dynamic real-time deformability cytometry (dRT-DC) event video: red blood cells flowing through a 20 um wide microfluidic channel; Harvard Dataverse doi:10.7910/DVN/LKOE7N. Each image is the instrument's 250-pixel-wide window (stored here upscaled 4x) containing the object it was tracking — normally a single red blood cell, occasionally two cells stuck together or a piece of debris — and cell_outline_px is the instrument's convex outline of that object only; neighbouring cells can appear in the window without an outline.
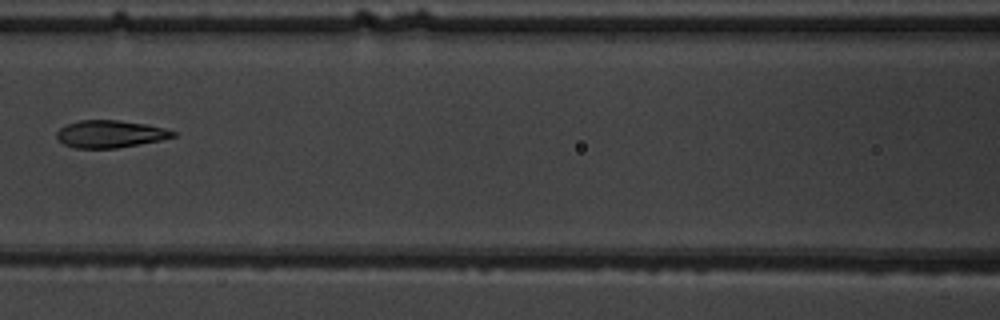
{"species": "common noctule bat (a hibernating species)", "species_latin": "Nyctalus noctula", "temperature_condition": "warm", "stored_images_in_passage": 7, "camera_frame_rate_fps": 3000, "um_per_image_px": 0.085, "animal": {"sex": "male", "body_mass_g": 19.5, "forearm_length_mm": 54.6}, "frame": {"image": 1, "passage_image": 7, "time_ms": 6.667, "image_size_px": [1000, 320], "cell_outline_px": [[176, 136], [160, 140], [140, 144], [116, 148], [72, 148], [56, 140], [56, 132], [60, 128], [68, 124], [80, 120], [120, 120], [148, 124], [164, 128], [176, 132]], "centroid_in_image_um": [9.34, 11.39], "position_along_channel_um": 157.3, "area_um2": 18.67}}